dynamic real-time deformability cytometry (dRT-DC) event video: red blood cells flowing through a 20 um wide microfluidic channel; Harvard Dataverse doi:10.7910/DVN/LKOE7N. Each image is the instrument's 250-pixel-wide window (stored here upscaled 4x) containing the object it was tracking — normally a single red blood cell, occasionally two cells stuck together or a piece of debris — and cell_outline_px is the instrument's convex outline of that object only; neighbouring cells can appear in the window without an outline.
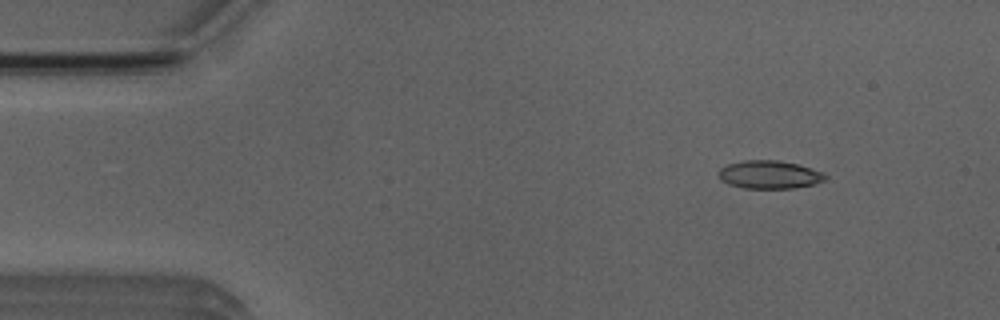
{"species": "Egyptian fruit bat (a non-hibernating species)", "species_latin": "Rousettus aegyptiacus", "temperature_condition": "room temperature", "stored_images_in_passage": 6, "camera_frame_rate_fps": 3000, "um_per_image_px": 0.085, "animal": {"sex": "male"}, "frame": {"image": 1, "passage_image": 2, "time_ms": 1.333, "image_size_px": [1000, 320], "cell_outline_px": [[828, 176], [824, 180], [812, 184], [796, 188], [744, 188], [728, 184], [720, 180], [716, 172], [720, 168], [728, 164], [744, 160], [780, 160], [812, 168], [824, 172]], "centroid_in_image_um": [65.37, 14.84], "position_along_channel_um": 19.6, "area_um2": 17.63}}
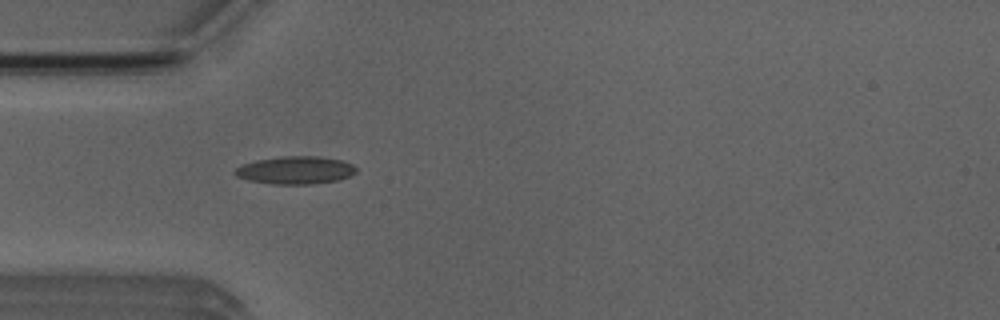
{"frame": {"image": 2, "passage_image": 4, "time_ms": 4.333, "image_size_px": [1000, 320], "cell_outline_px": [[356, 172], [340, 180], [312, 184], [272, 184], [248, 180], [236, 176], [232, 172], [236, 168], [244, 164], [256, 160], [280, 156], [320, 156], [344, 160], [352, 164], [356, 168]], "centroid_in_image_um": [25.12, 14.46], "position_along_channel_um": 59.9, "area_um2": 19.77}}